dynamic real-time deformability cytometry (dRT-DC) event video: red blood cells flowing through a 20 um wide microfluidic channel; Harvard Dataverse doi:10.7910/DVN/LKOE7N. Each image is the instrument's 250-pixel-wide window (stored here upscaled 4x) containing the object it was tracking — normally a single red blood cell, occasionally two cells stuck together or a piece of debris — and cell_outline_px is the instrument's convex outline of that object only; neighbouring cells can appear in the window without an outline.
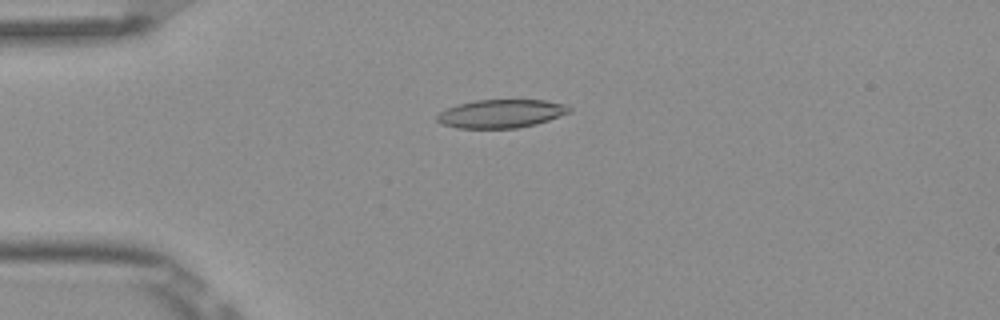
{"species": "Egyptian fruit bat (a non-hibernating species)", "species_latin": "Rousettus aegyptiacus", "temperature_condition": "room temperature", "stored_images_in_passage": 8, "camera_frame_rate_fps": 3000, "um_per_image_px": 0.085, "frame": {"image": 1, "passage_image": 3, "time_ms": 0.667, "image_size_px": [1000, 320], "cell_outline_px": [[572, 112], [536, 124], [516, 128], [456, 128], [440, 124], [436, 120], [436, 116], [440, 112], [456, 104], [476, 100], [544, 100], [564, 104], [572, 108]], "centroid_in_image_um": [42.58, 9.66], "position_along_channel_um": 42.4, "area_um2": 21.96}}
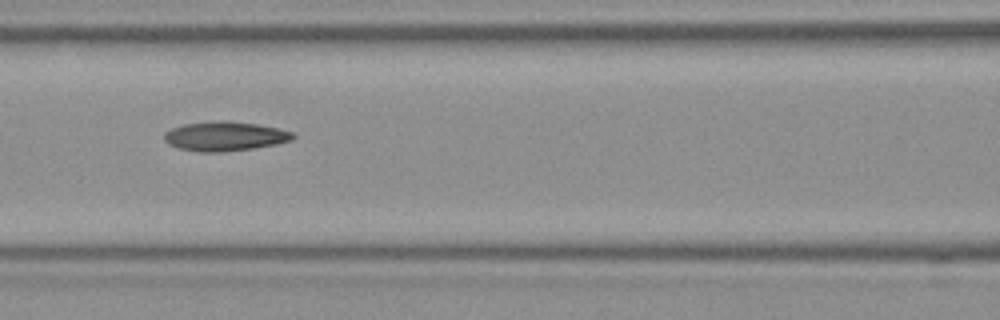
{"frame": {"image": 2, "passage_image": 6, "time_ms": 1.667, "image_size_px": [1000, 320], "cell_outline_px": [[296, 136], [292, 140], [276, 144], [252, 148], [220, 152], [200, 152], [180, 148], [168, 144], [164, 140], [164, 132], [172, 128], [184, 124], [220, 120], [224, 120], [256, 124], [280, 128], [292, 132]], "centroid_in_image_um": [19.12, 11.57], "position_along_channel_um": 147.5, "area_um2": 21.96}}
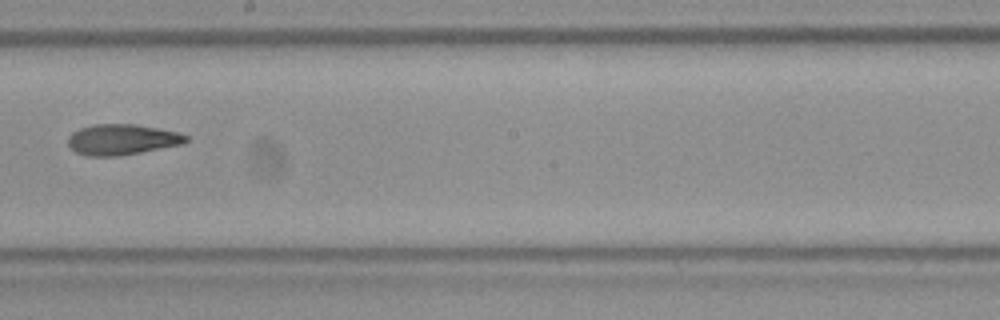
{"frame": {"image": 3, "passage_image": 8, "time_ms": 2.333, "image_size_px": [1000, 320], "cell_outline_px": [[188, 140], [184, 144], [120, 156], [88, 156], [76, 152], [68, 144], [68, 136], [72, 132], [80, 128], [96, 124], [136, 124], [180, 132], [188, 136]], "centroid_in_image_um": [10.4, 11.86], "position_along_channel_um": 237.8, "area_um2": 21.21}}